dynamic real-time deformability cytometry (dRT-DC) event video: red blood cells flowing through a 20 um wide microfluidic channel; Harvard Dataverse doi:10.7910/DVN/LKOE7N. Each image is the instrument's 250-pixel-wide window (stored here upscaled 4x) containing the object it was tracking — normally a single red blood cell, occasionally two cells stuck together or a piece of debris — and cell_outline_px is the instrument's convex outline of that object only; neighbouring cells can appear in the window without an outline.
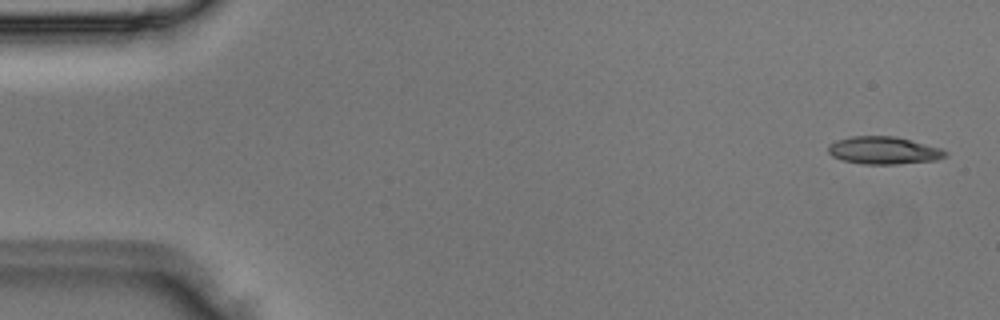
{"species": "Egyptian fruit bat (a non-hibernating species)", "species_latin": "Rousettus aegyptiacus", "temperature_condition": "room temperature", "stored_images_in_passage": 5, "camera_frame_rate_fps": 3000, "um_per_image_px": 0.085, "animal": {"sex": "male"}, "frame": {"image": 1, "passage_image": 1, "time_ms": 0.0, "image_size_px": [1000, 320], "cell_outline_px": [[948, 156], [936, 160], [896, 164], [864, 164], [840, 160], [832, 156], [828, 152], [828, 144], [836, 140], [852, 136], [896, 136], [940, 148], [948, 152]], "centroid_in_image_um": [75.09, 12.78], "position_along_channel_um": 9.9, "area_um2": 18.9}}